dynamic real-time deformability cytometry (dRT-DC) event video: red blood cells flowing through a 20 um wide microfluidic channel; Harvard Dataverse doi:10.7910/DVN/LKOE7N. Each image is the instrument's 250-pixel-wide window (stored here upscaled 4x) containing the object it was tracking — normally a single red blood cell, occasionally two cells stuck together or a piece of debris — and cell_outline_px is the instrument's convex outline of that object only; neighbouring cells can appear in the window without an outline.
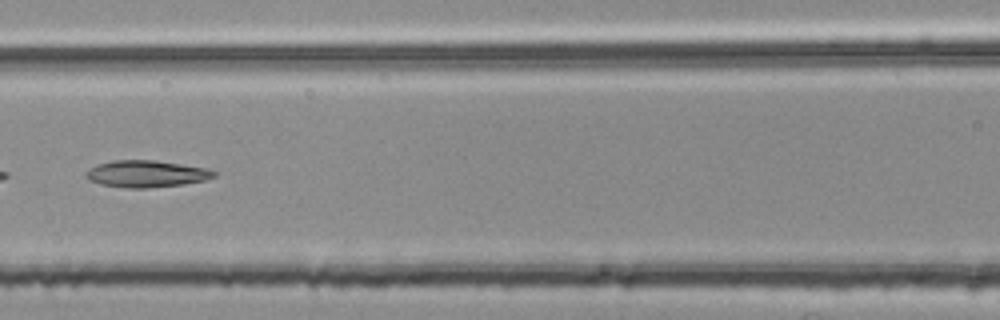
{"species": "common noctule bat (a hibernating species)", "species_latin": "Nyctalus noctula", "temperature_condition": "room temperature", "stored_images_in_passage": 6, "camera_frame_rate_fps": 3000, "um_per_image_px": 0.085, "animal": {"sex": "female", "body_mass_g": 25.1}, "frame": {"image": 1, "passage_image": 6, "time_ms": 1.667, "image_size_px": [1000, 320], "cell_outline_px": [[216, 176], [204, 180], [184, 184], [148, 188], [128, 188], [100, 184], [88, 180], [88, 172], [96, 164], [116, 160], [156, 160], [208, 168], [216, 172]], "centroid_in_image_um": [12.49, 14.77], "position_along_channel_um": 154.1, "area_um2": 19.88}}